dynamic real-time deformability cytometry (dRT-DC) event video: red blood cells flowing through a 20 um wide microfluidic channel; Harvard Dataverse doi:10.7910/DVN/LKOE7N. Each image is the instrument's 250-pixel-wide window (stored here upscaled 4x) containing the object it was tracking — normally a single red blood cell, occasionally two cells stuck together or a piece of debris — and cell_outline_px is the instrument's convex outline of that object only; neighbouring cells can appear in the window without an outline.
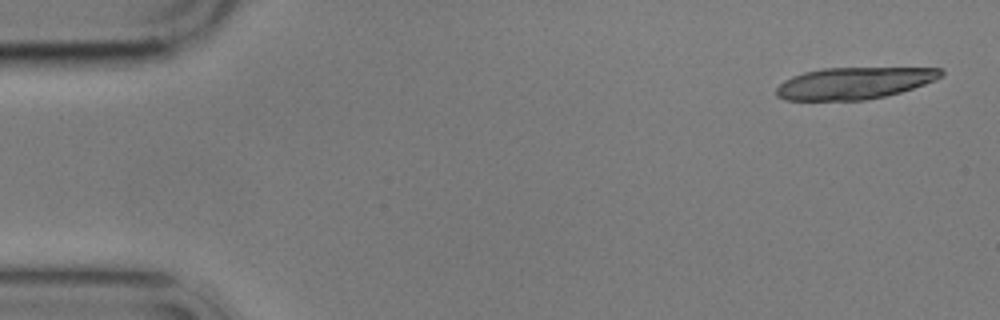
{"species": "common noctule bat (a hibernating species)", "species_latin": "Nyctalus noctula", "temperature_condition": "cold", "stored_images_in_passage": 6, "camera_frame_rate_fps": 3000, "um_per_image_px": 0.085, "animal": {"sex": "male", "body_mass_g": 17.9}, "frame": {"image": 1, "passage_image": 1, "time_ms": 0.0, "image_size_px": [1000, 320], "cell_outline_px": [[944, 72], [940, 76], [924, 84], [900, 92], [884, 96], [864, 100], [788, 100], [776, 96], [776, 88], [784, 80], [792, 76], [804, 72], [824, 68], [940, 68]], "centroid_in_image_um": [72.55, 7.07], "position_along_channel_um": 12.5, "area_um2": 30.17}}